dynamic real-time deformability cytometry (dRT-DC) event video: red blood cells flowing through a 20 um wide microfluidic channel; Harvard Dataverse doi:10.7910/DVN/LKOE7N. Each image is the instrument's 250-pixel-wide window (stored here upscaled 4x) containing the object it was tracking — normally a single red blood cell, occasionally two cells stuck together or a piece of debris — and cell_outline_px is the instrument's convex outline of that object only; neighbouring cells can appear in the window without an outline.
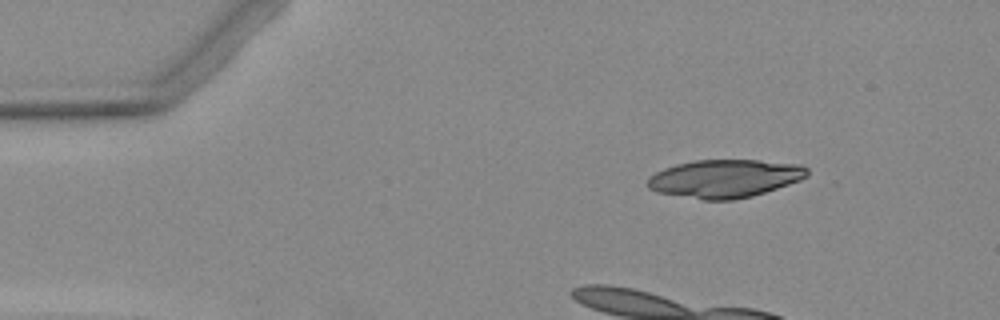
{"species": "Egyptian fruit bat (a non-hibernating species)", "species_latin": "Rousettus aegyptiacus", "temperature_condition": "warm", "stored_images_in_passage": 7, "camera_frame_rate_fps": 3000, "um_per_image_px": 0.085, "animal": {"sex": "female"}, "frame": {"image": 1, "passage_image": 1, "time_ms": 0.0, "image_size_px": [1000, 320], "cell_outline_px": [[808, 176], [800, 180], [752, 196], [732, 200], [704, 200], [656, 192], [648, 188], [644, 184], [648, 176], [664, 168], [676, 164], [696, 160], [760, 160], [804, 164], [808, 168]], "centroid_in_image_um": [61.59, 15.17], "position_along_channel_um": 23.4, "area_um2": 35.72}}
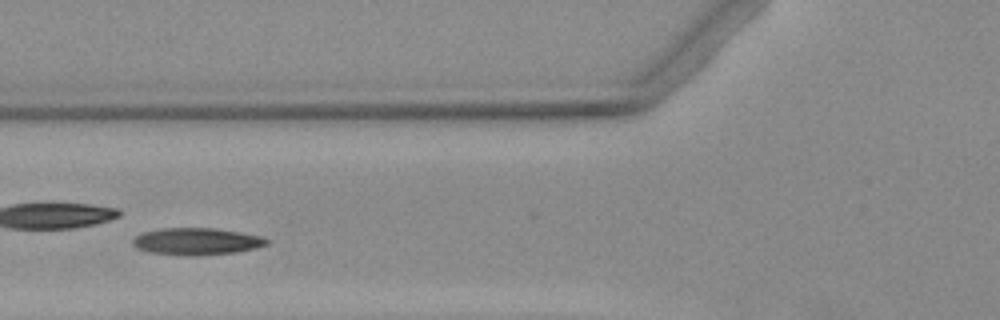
{"frame": {"image": 2, "passage_image": 4, "time_ms": 4.667, "image_size_px": [1000, 320], "cell_outline_px": [[268, 244], [256, 248], [236, 252], [196, 256], [188, 256], [148, 252], [136, 248], [132, 244], [132, 240], [136, 236], [144, 232], [164, 228], [216, 228], [260, 236], [268, 240]], "centroid_in_image_um": [16.69, 20.53], "position_along_channel_um": 109.1, "area_um2": 21.04}}
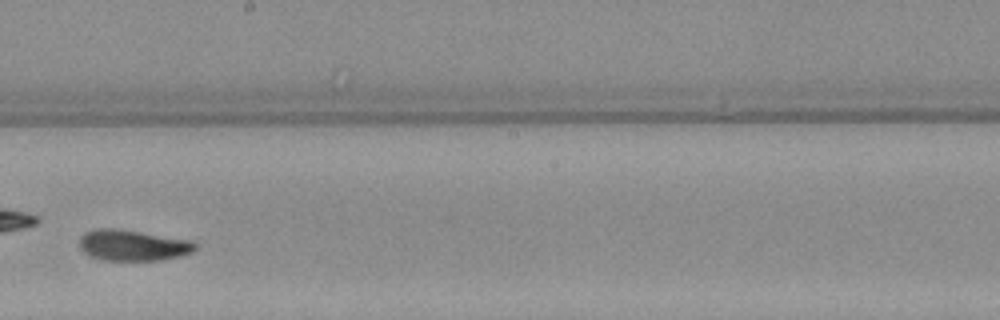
{"frame": {"image": 3, "passage_image": 7, "time_ms": 8.0, "image_size_px": [1000, 320], "cell_outline_px": [[196, 248], [192, 252], [180, 256], [160, 260], [100, 260], [88, 256], [80, 248], [80, 236], [84, 232], [100, 228], [112, 228], [140, 232], [192, 240], [196, 244]], "centroid_in_image_um": [11.26, 20.85], "position_along_channel_um": 236.9, "area_um2": 20.87}}